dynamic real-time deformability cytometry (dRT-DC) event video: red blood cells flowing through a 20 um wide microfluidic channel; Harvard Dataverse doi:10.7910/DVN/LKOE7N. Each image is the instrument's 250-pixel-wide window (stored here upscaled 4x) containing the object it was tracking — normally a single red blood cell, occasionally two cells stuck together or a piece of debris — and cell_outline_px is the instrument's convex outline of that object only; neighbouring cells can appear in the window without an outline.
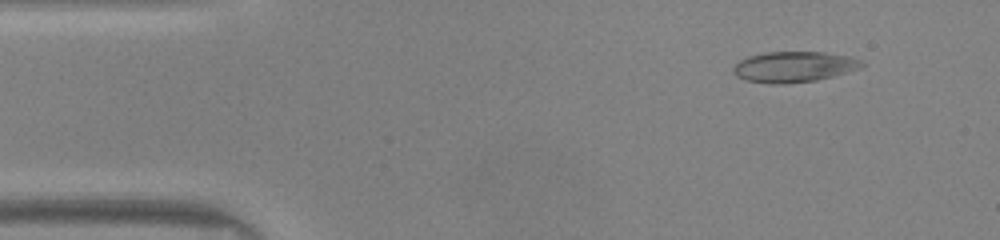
{"species": "common noctule bat (a hibernating species)", "species_latin": "Nyctalus noctula", "temperature_condition": "warm", "stored_images_in_passage": 48, "camera_frame_rate_fps": 3000, "um_per_image_px": 0.085, "animal": {"sex": "male", "body_mass_g": 20.0, "forearm_length_mm": 53.3}, "frame": {"image": 1, "passage_image": 5, "time_ms": 1.333, "image_size_px": [1000, 240], "cell_outline_px": [[864, 64], [860, 68], [832, 76], [816, 80], [784, 84], [772, 84], [748, 80], [736, 76], [732, 68], [740, 60], [748, 56], [764, 52], [824, 52], [848, 56], [860, 60]], "centroid_in_image_um": [67.46, 5.67], "position_along_channel_um": 17.5, "area_um2": 22.77}}
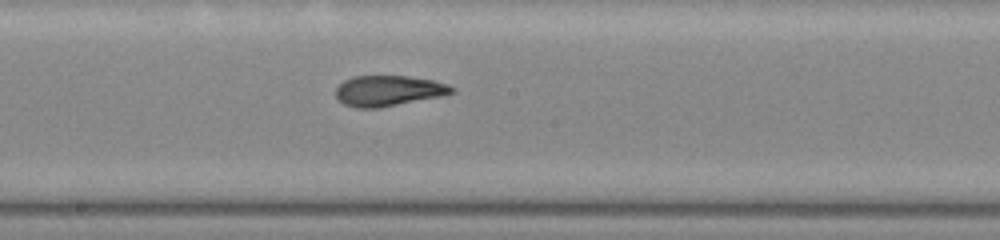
{"frame": {"image": 2, "passage_image": 25, "time_ms": 8.0, "image_size_px": [1000, 240], "cell_outline_px": [[456, 92], [444, 96], [380, 108], [356, 108], [344, 104], [336, 96], [336, 88], [344, 80], [352, 76], [408, 76], [432, 80], [448, 84], [456, 88]], "centroid_in_image_um": [33.06, 7.72], "position_along_channel_um": 215.1, "area_um2": 20.92}}
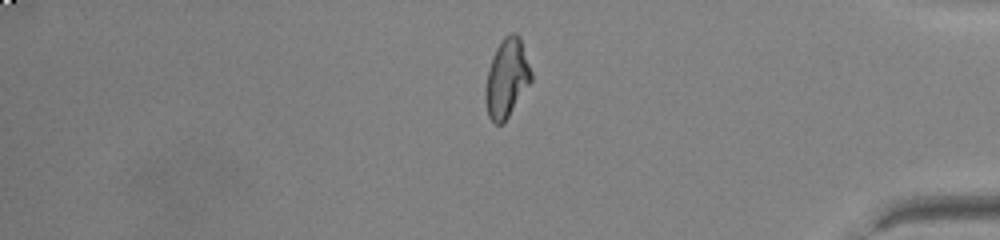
{"frame": {"image": 3, "passage_image": 40, "time_ms": 13.0, "image_size_px": [1000, 240], "cell_outline_px": [[532, 80], [504, 124], [496, 124], [488, 116], [484, 100], [484, 88], [488, 68], [492, 56], [500, 40], [508, 32], [516, 32], [520, 36], [532, 72]], "centroid_in_image_um": [43.06, 6.63], "position_along_channel_um": 392.1, "area_um2": 21.44}, "authors_computed_cell_mechanics": {"area_um2": 21.3282, "velocity_mm_per_s": 4.1808, "shape_relaxation_time_tau1_ms": 5.3275, "shape_relaxation_time_tau2_ms": 1.3795, "deformation_change_tau1": 0.2434, "deformation_change_tau2": 0.0878}}